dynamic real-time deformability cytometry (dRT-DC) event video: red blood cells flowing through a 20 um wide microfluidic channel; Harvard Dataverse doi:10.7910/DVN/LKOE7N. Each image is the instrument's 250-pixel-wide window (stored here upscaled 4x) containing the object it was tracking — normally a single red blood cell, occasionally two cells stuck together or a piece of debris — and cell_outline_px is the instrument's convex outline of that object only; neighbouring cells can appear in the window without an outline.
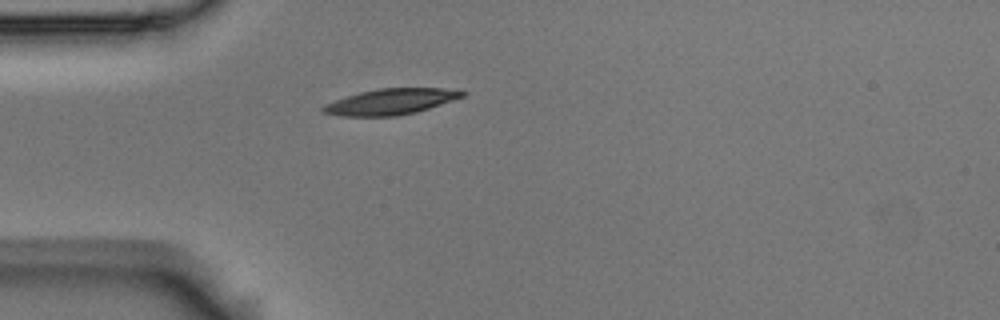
{"species": "Egyptian fruit bat (a non-hibernating species)", "species_latin": "Rousettus aegyptiacus", "temperature_condition": "room temperature", "stored_images_in_passage": 1, "camera_frame_rate_fps": 3000, "um_per_image_px": 0.085, "animal": {"sex": "male"}, "frame": {"image": 1, "passage_image": 1, "time_ms": 0.0, "image_size_px": [1000, 320], "cell_outline_px": [[468, 92], [464, 96], [416, 112], [396, 116], [340, 116], [320, 112], [320, 108], [324, 104], [360, 92], [380, 88], [444, 88]], "centroid_in_image_um": [33.17, 8.64], "position_along_channel_um": 51.8, "area_um2": 20.81}}